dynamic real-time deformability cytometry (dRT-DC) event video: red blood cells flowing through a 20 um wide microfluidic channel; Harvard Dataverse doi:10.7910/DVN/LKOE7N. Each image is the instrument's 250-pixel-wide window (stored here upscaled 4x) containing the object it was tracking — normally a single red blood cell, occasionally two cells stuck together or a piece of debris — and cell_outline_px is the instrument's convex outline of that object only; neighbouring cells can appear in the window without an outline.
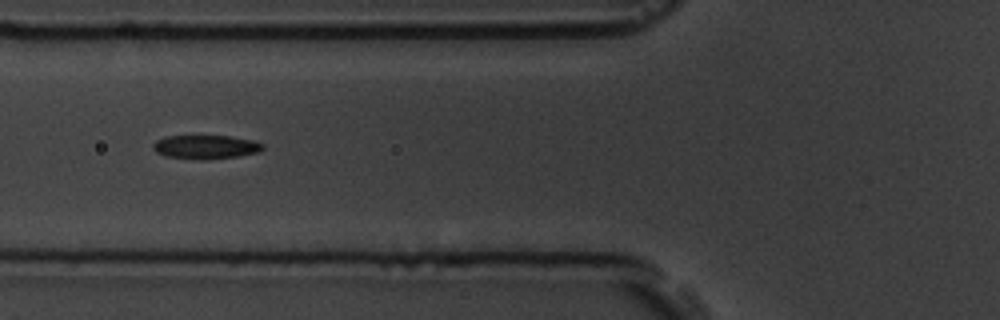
{"species": "common noctule bat (a hibernating species)", "species_latin": "Nyctalus noctula", "temperature_condition": "room temperature", "stored_images_in_passage": 11, "camera_frame_rate_fps": 3000, "um_per_image_px": 0.085, "animal": {"sex": "male", "body_mass_g": 19.5, "forearm_length_mm": 54.6}, "frame": {"image": 1, "passage_image": 7, "time_ms": 7.667, "image_size_px": [1000, 320], "cell_outline_px": [[264, 148], [260, 152], [236, 156], [204, 160], [200, 160], [168, 156], [156, 152], [152, 148], [152, 144], [156, 140], [164, 136], [228, 136], [252, 140], [264, 144]], "centroid_in_image_um": [17.47, 12.49], "position_along_channel_um": 108.3, "area_um2": 15.2}}
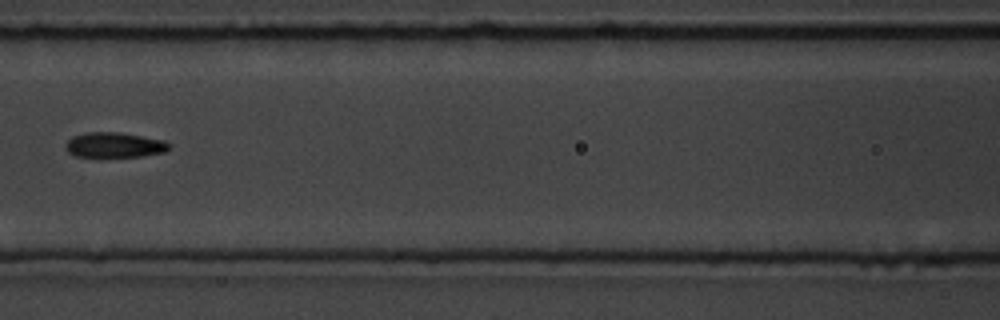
{"frame": {"image": 2, "passage_image": 8, "time_ms": 9.0, "image_size_px": [1000, 320], "cell_outline_px": [[172, 148], [164, 152], [140, 156], [76, 156], [68, 152], [64, 144], [72, 136], [88, 132], [120, 132], [164, 140], [172, 144]], "centroid_in_image_um": [9.75, 12.31], "position_along_channel_um": 156.8, "area_um2": 15.14}}
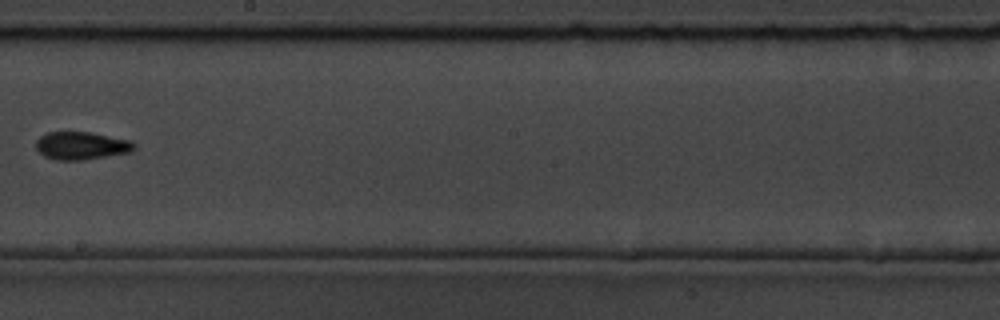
{"frame": {"image": 3, "passage_image": 10, "time_ms": 11.333, "image_size_px": [1000, 320], "cell_outline_px": [[136, 148], [128, 152], [84, 160], [56, 160], [44, 156], [36, 148], [36, 140], [40, 136], [48, 132], [88, 132], [128, 140], [136, 144]], "centroid_in_image_um": [6.88, 12.39], "position_along_channel_um": 241.3, "area_um2": 15.72}}